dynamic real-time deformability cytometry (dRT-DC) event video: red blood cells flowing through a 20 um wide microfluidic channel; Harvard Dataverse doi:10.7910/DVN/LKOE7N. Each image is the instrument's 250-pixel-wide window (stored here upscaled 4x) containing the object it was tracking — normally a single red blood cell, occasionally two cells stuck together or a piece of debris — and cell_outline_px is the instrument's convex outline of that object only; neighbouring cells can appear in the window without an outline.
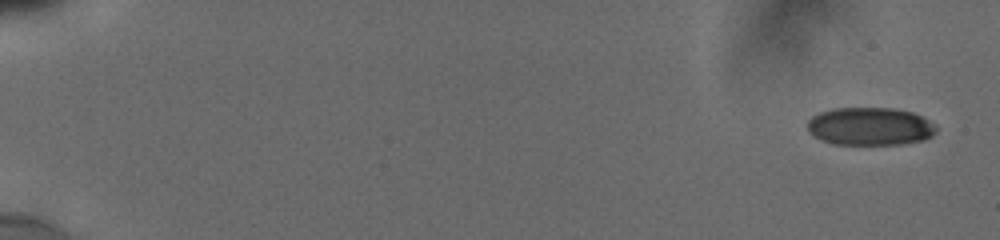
{"species": "human", "species_latin": "Homo sapiens", "temperature_condition": "cold", "stored_images_in_passage": 25, "camera_frame_rate_fps": 3000, "um_per_image_px": 0.085, "donor": {"sex": "male"}, "frame": {"image": 1, "passage_image": 1, "time_ms": 0.0, "image_size_px": [1000, 240], "cell_outline_px": [[936, 132], [932, 136], [924, 140], [900, 144], [836, 144], [824, 140], [808, 132], [808, 120], [812, 116], [820, 112], [832, 108], [892, 108], [912, 112], [936, 124]], "centroid_in_image_um": [73.97, 10.73], "position_along_channel_um": 11.0, "area_um2": 28.38}}
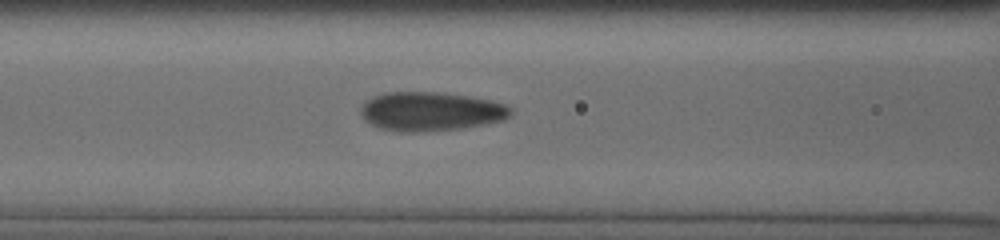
{"frame": {"image": 2, "passage_image": 19, "time_ms": 8.0, "image_size_px": [1000, 240], "cell_outline_px": [[512, 112], [504, 120], [464, 128], [416, 132], [400, 132], [380, 128], [364, 120], [360, 112], [360, 108], [368, 100], [384, 92], [436, 92], [468, 96], [492, 100], [504, 104], [512, 108]], "centroid_in_image_um": [36.62, 9.47], "position_along_channel_um": 130.0, "area_um2": 33.99}}
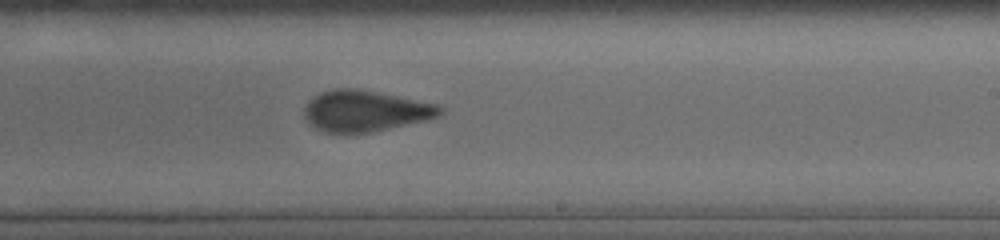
{"frame": {"image": 3, "passage_image": 25, "time_ms": 11.333, "image_size_px": [1000, 240], "cell_outline_px": [[444, 112], [440, 116], [428, 120], [372, 132], [324, 132], [308, 124], [304, 116], [304, 108], [308, 100], [320, 92], [336, 88], [356, 88], [440, 104], [444, 108]], "centroid_in_image_um": [31.07, 9.42], "position_along_channel_um": 257.9, "area_um2": 32.77}}